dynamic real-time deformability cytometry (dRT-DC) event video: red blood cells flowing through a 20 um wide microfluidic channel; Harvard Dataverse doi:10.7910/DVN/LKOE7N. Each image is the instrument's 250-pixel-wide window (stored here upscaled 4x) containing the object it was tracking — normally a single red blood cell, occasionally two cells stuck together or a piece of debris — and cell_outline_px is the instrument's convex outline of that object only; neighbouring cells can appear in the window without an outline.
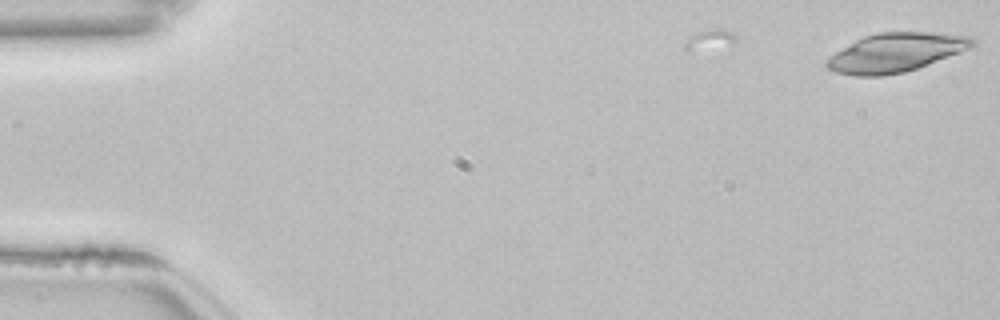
{"species": "common noctule bat (a hibernating species)", "species_latin": "Nyctalus noctula", "temperature_condition": "room temperature", "stored_images_in_passage": 4, "camera_frame_rate_fps": 3000, "um_per_image_px": 0.085, "animal": {"sex": "female", "body_mass_g": 22.7, "forearm_length_mm": 54.2}, "frame": {"image": 1, "passage_image": 4, "time_ms": 1.0, "image_size_px": [1000, 320], "cell_outline_px": [[976, 44], [960, 52], [916, 68], [904, 72], [880, 76], [856, 76], [836, 72], [828, 68], [824, 64], [824, 60], [836, 52], [856, 40], [864, 36], [876, 32], [932, 32], [968, 36], [976, 40]], "centroid_in_image_um": [76.11, 4.46], "position_along_channel_um": 8.9, "area_um2": 32.71}}